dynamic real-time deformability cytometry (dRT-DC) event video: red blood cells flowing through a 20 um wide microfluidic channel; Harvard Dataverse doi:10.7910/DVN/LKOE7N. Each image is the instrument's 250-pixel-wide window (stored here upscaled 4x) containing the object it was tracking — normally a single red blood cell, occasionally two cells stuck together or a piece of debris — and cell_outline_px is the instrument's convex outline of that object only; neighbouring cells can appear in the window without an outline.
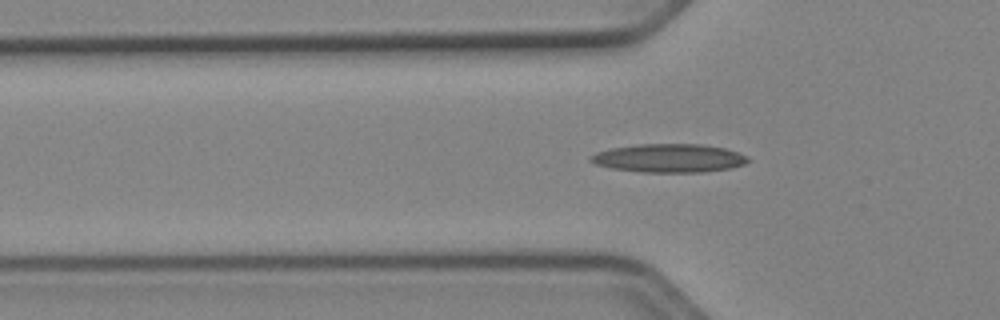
{"species": "Egyptian fruit bat (a non-hibernating species)", "species_latin": "Rousettus aegyptiacus", "temperature_condition": "cold", "stored_images_in_passage": 39, "camera_frame_rate_fps": 3000, "um_per_image_px": 0.085, "animal": {"sex": "female"}, "frame": {"image": 1, "passage_image": 10, "time_ms": 3.0, "image_size_px": [1000, 320], "cell_outline_px": [[752, 160], [744, 164], [732, 168], [700, 172], [640, 172], [612, 168], [596, 164], [588, 160], [588, 156], [596, 152], [612, 148], [640, 144], [700, 144], [724, 148], [748, 156]], "centroid_in_image_um": [56.87, 13.44], "position_along_channel_um": 68.9, "area_um2": 26.13}}
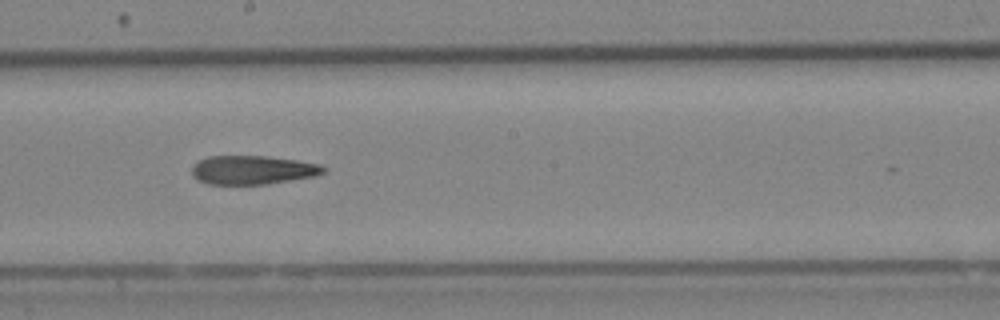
{"frame": {"image": 2, "passage_image": 22, "time_ms": 7.0, "image_size_px": [1000, 320], "cell_outline_px": [[328, 168], [324, 172], [316, 176], [268, 184], [208, 184], [196, 180], [192, 176], [192, 168], [200, 160], [208, 156], [264, 156], [296, 160], [320, 164]], "centroid_in_image_um": [21.49, 14.45], "position_along_channel_um": 226.7, "area_um2": 22.14}}
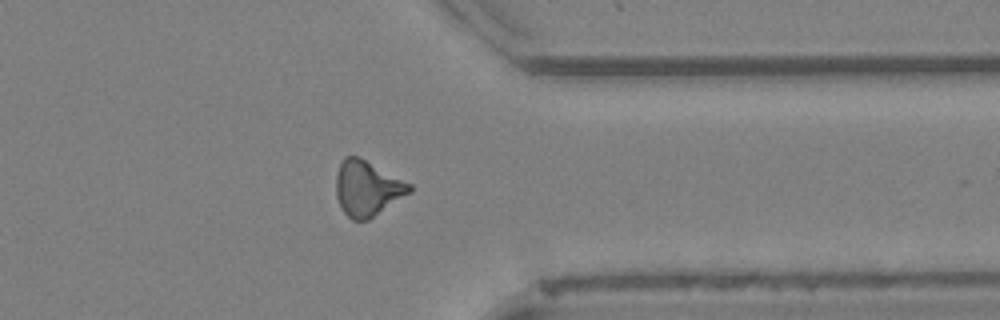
{"frame": {"image": 3, "passage_image": 34, "time_ms": 11.0, "image_size_px": [1000, 320], "cell_outline_px": [[412, 192], [368, 220], [352, 220], [344, 212], [336, 196], [336, 176], [340, 164], [344, 156], [356, 156], [412, 184]], "centroid_in_image_um": [31.22, 16.03], "position_along_channel_um": 380.2, "area_um2": 23.35}, "authors_computed_cell_mechanics": {"area_um2": 22.8888, "velocity_mm_per_s": 3.9713, "shape_relaxation_time_tau1_ms": null, "shape_relaxation_time_tau2_ms": 5.5783, "deformation_change_tau1": null, "deformation_change_tau2": 0.1792}}